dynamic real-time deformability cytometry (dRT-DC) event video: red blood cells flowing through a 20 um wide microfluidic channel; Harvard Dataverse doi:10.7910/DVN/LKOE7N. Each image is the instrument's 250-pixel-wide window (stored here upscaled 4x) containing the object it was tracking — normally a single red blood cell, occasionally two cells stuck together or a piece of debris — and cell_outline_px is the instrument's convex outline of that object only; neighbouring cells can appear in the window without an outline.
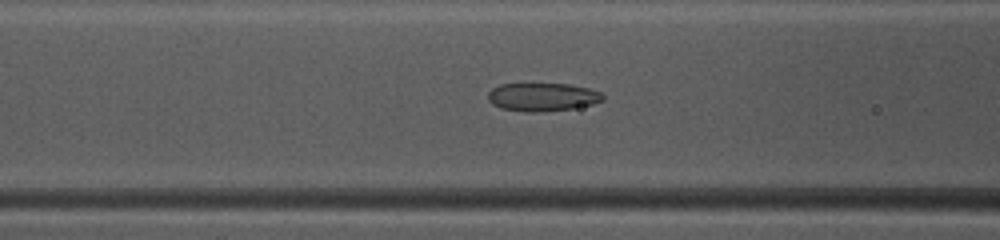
{"species": "common noctule bat (a hibernating species)", "species_latin": "Nyctalus noctula", "temperature_condition": "warm", "stored_images_in_passage": 48, "camera_frame_rate_fps": 3000, "um_per_image_px": 0.085, "animal": {"sex": "female", "body_mass_g": 10.0, "forearm_length_mm": 53.1}, "frame": {"image": 1, "passage_image": 20, "time_ms": 6.333, "image_size_px": [1000, 240], "cell_outline_px": [[604, 100], [592, 104], [572, 108], [532, 112], [528, 112], [500, 108], [492, 104], [488, 100], [488, 92], [492, 88], [500, 84], [568, 84], [588, 88], [600, 92], [604, 96]], "centroid_in_image_um": [46.08, 8.24], "position_along_channel_um": 120.5, "area_um2": 18.73}}
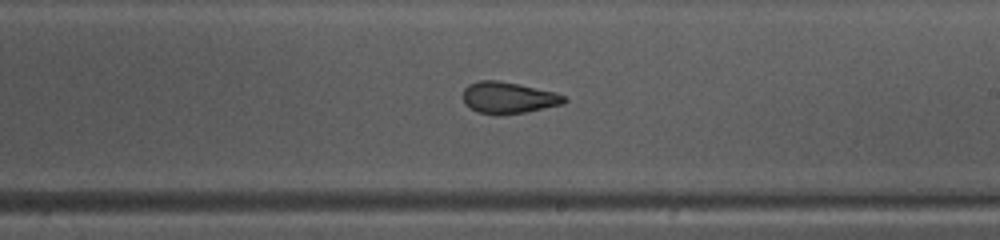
{"frame": {"image": 2, "passage_image": 29, "time_ms": 9.333, "image_size_px": [1000, 240], "cell_outline_px": [[568, 100], [564, 104], [524, 112], [476, 112], [464, 104], [464, 88], [468, 84], [480, 80], [496, 80], [556, 92], [564, 96]], "centroid_in_image_um": [43.22, 8.27], "position_along_channel_um": 245.8, "area_um2": 17.98}}
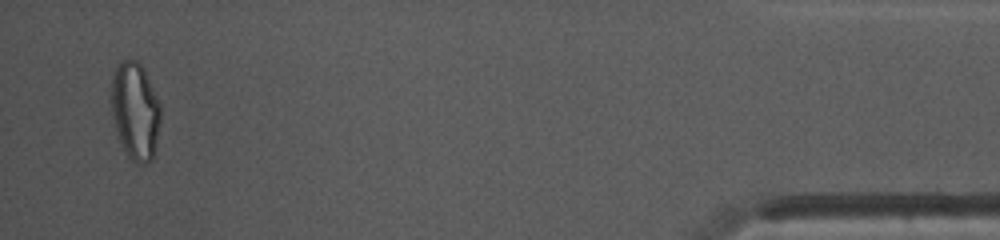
{"frame": {"image": 3, "passage_image": 47, "time_ms": 15.333, "image_size_px": [1000, 240], "cell_outline_px": [[160, 120], [156, 144], [152, 160], [148, 164], [136, 164], [128, 156], [116, 132], [112, 116], [112, 72], [116, 64], [120, 60], [136, 60], [144, 68], [160, 104]], "centroid_in_image_um": [11.49, 9.42], "position_along_channel_um": 423.7, "area_um2": 28.09}, "authors_computed_cell_mechanics": {"area_um2": 21.0681, "velocity_mm_per_s": 4.1711, "shape_relaxation_time_tau1_ms": 5.5265, "shape_relaxation_time_tau2_ms": 2.2135, "deformation_change_tau1": 0.1852, "deformation_change_tau2": 0.0663}}